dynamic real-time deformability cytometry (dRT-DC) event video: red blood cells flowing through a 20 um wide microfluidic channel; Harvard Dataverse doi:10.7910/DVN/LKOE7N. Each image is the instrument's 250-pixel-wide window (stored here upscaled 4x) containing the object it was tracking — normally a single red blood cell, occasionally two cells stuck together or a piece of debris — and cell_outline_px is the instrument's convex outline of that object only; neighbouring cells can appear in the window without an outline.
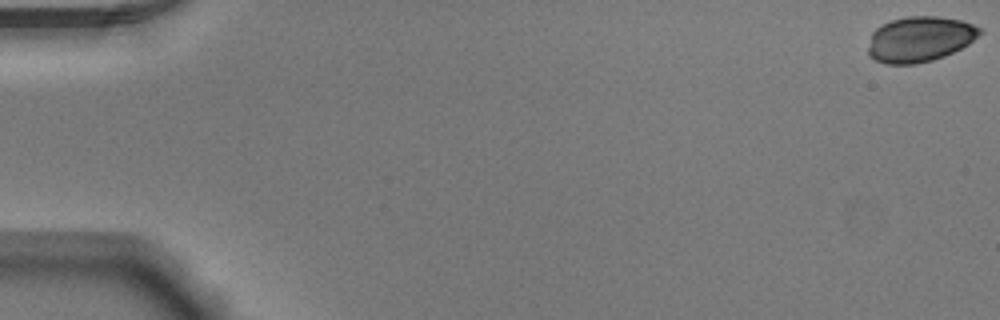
{"species": "Egyptian fruit bat (a non-hibernating species)", "species_latin": "Rousettus aegyptiacus", "temperature_condition": "warm", "stored_images_in_passage": 24, "camera_frame_rate_fps": 3000, "um_per_image_px": 0.085, "animal": {"sex": "male"}, "frame": {"image": 1, "passage_image": 1, "time_ms": 0.0, "image_size_px": [1000, 320], "cell_outline_px": [[980, 32], [968, 44], [944, 56], [932, 60], [916, 64], [884, 64], [868, 56], [868, 48], [872, 32], [880, 24], [892, 20], [908, 16], [936, 16], [960, 20], [972, 24], [980, 28]], "centroid_in_image_um": [78.12, 3.33], "position_along_channel_um": 6.9, "area_um2": 29.36}}
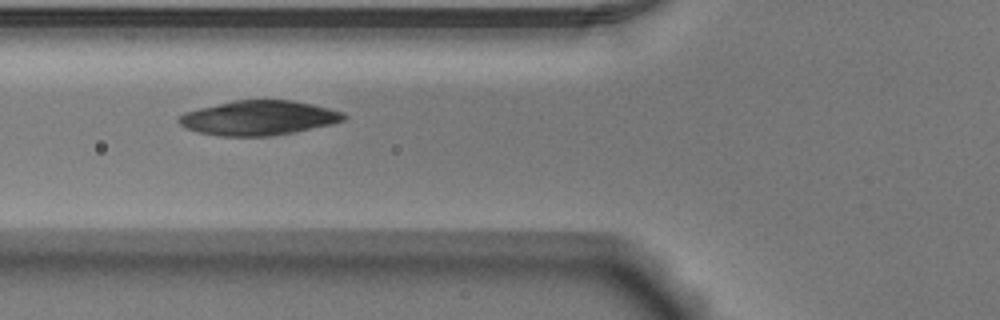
{"frame": {"image": 2, "passage_image": 21, "time_ms": 6.667, "image_size_px": [1000, 320], "cell_outline_px": [[348, 116], [344, 120], [332, 124], [272, 136], [220, 136], [200, 132], [184, 128], [176, 120], [176, 116], [184, 112], [200, 108], [236, 100], [292, 100], [312, 104], [344, 112]], "centroid_in_image_um": [21.97, 10.02], "position_along_channel_um": 103.8, "area_um2": 33.18}}
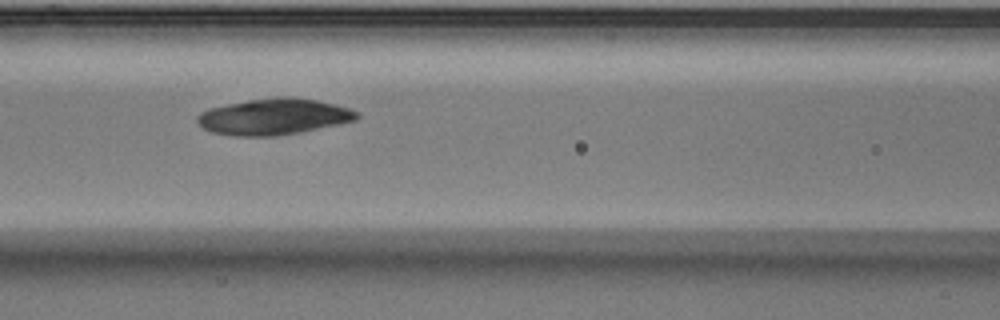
{"frame": {"image": 3, "passage_image": 24, "time_ms": 7.667, "image_size_px": [1000, 320], "cell_outline_px": [[360, 116], [356, 120], [300, 132], [276, 136], [232, 136], [212, 132], [204, 128], [196, 120], [196, 116], [200, 112], [208, 108], [248, 100], [276, 96], [292, 96], [316, 100], [348, 108], [360, 112]], "centroid_in_image_um": [23.25, 9.91], "position_along_channel_um": 143.3, "area_um2": 33.7}}